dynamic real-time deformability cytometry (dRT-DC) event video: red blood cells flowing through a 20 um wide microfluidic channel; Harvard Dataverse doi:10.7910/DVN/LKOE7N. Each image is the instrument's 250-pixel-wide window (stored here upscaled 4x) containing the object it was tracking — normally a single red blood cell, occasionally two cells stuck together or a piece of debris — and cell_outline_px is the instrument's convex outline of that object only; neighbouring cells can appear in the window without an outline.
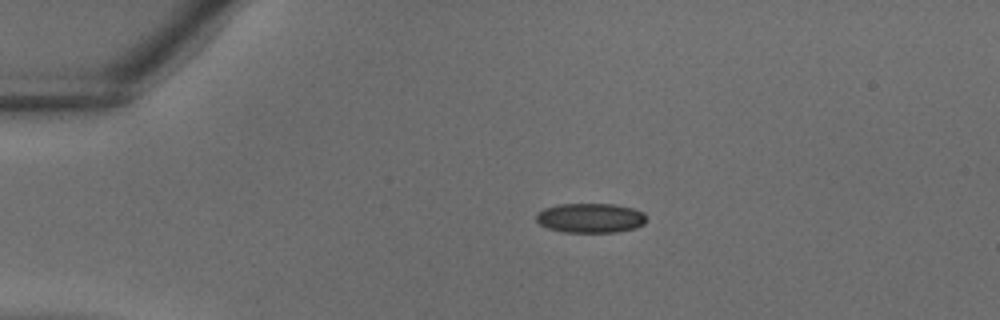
{"species": "common noctule bat (a hibernating species)", "species_latin": "Nyctalus noctula", "temperature_condition": "warm", "stored_images_in_passage": 37, "camera_frame_rate_fps": 3000, "um_per_image_px": 0.085, "animal": {"sex": "male", "body_mass_g": 18.8}, "frame": {"image": 1, "passage_image": 8, "time_ms": 2.333, "image_size_px": [1000, 320], "cell_outline_px": [[648, 220], [644, 224], [636, 228], [616, 232], [564, 232], [548, 228], [540, 224], [536, 220], [536, 212], [544, 208], [556, 204], [612, 204], [632, 208], [644, 212], [648, 216]], "centroid_in_image_um": [50.21, 18.52], "position_along_channel_um": 34.8, "area_um2": 19.25}}
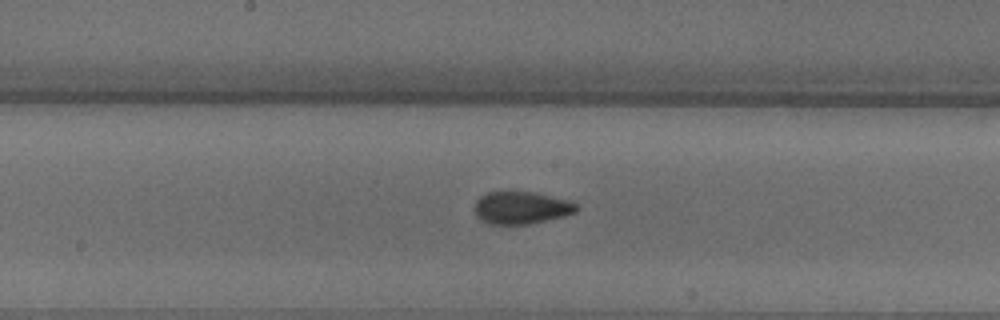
{"frame": {"image": 2, "passage_image": 20, "time_ms": 6.333, "image_size_px": [1000, 320], "cell_outline_px": [[580, 208], [576, 212], [564, 216], [528, 224], [488, 224], [480, 220], [476, 216], [476, 200], [480, 196], [488, 192], [532, 192], [572, 200]], "centroid_in_image_um": [44.34, 17.66], "position_along_channel_um": 203.9, "area_um2": 19.31}}
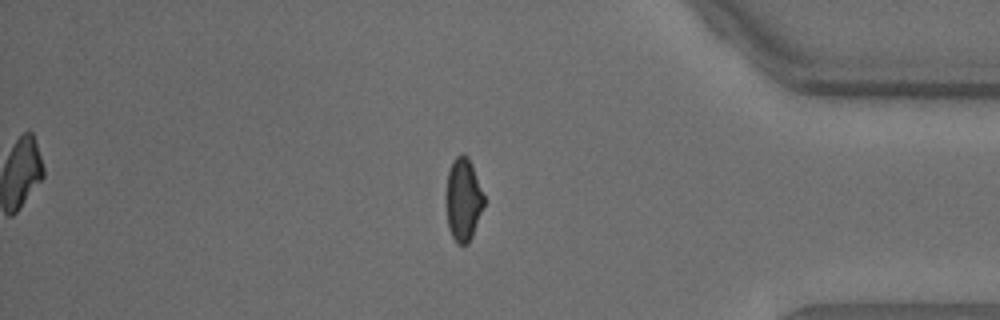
{"frame": {"image": 3, "passage_image": 32, "time_ms": 10.333, "image_size_px": [1000, 320], "cell_outline_px": [[484, 204], [472, 236], [468, 244], [456, 244], [448, 228], [444, 196], [448, 172], [452, 160], [460, 152], [464, 152], [468, 156], [472, 164], [484, 196]], "centroid_in_image_um": [39.34, 16.93], "position_along_channel_um": 395.9, "area_um2": 18.73}}